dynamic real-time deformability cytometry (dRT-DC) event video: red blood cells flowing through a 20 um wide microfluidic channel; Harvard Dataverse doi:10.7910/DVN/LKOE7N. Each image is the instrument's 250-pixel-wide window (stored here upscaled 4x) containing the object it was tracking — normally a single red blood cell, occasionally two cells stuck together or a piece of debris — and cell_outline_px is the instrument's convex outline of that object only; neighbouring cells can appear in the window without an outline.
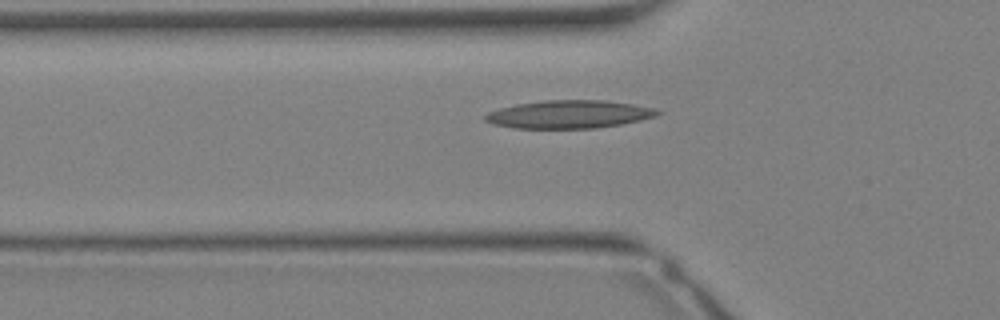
{"species": "Egyptian fruit bat (a non-hibernating species)", "species_latin": "Rousettus aegyptiacus", "temperature_condition": "warm", "stored_images_in_passage": 25, "camera_frame_rate_fps": 3000, "um_per_image_px": 0.085, "animal": {"sex": "female"}, "frame": {"image": 1, "passage_image": 5, "time_ms": 1.333, "image_size_px": [1000, 320], "cell_outline_px": [[664, 112], [656, 116], [624, 124], [596, 128], [512, 128], [492, 124], [484, 120], [484, 116], [488, 112], [500, 108], [516, 104], [544, 100], [604, 100], [632, 104], [656, 108]], "centroid_in_image_um": [48.39, 9.72], "position_along_channel_um": 77.4, "area_um2": 28.32}}
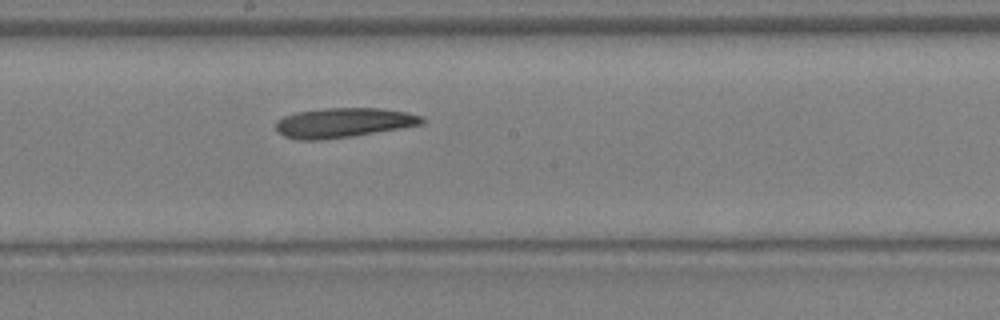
{"frame": {"image": 2, "passage_image": 12, "time_ms": 3.667, "image_size_px": [1000, 320], "cell_outline_px": [[424, 124], [352, 136], [320, 140], [296, 140], [284, 136], [276, 132], [276, 120], [284, 116], [296, 112], [324, 108], [380, 108], [408, 112], [424, 116]], "centroid_in_image_um": [29.18, 10.43], "position_along_channel_um": 219.0, "area_um2": 25.43}}
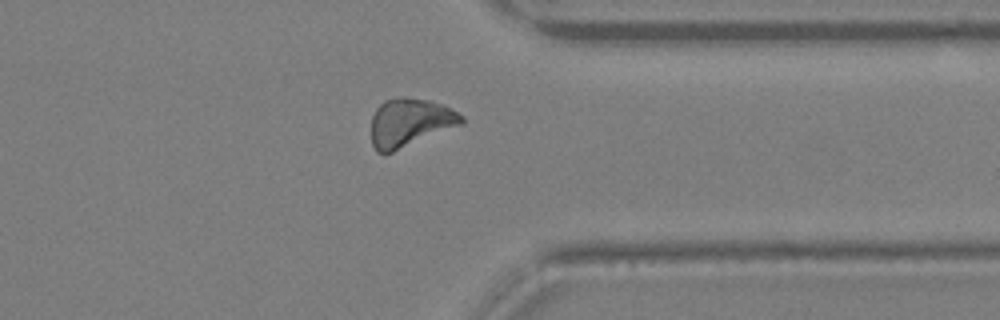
{"frame": {"image": 3, "passage_image": 20, "time_ms": 6.333, "image_size_px": [1000, 320], "cell_outline_px": [[464, 124], [392, 152], [376, 152], [372, 144], [372, 116], [376, 108], [384, 100], [400, 96], [404, 96], [428, 100], [440, 104], [464, 116]], "centroid_in_image_um": [34.84, 10.4], "position_along_channel_um": 376.6, "area_um2": 25.37}}